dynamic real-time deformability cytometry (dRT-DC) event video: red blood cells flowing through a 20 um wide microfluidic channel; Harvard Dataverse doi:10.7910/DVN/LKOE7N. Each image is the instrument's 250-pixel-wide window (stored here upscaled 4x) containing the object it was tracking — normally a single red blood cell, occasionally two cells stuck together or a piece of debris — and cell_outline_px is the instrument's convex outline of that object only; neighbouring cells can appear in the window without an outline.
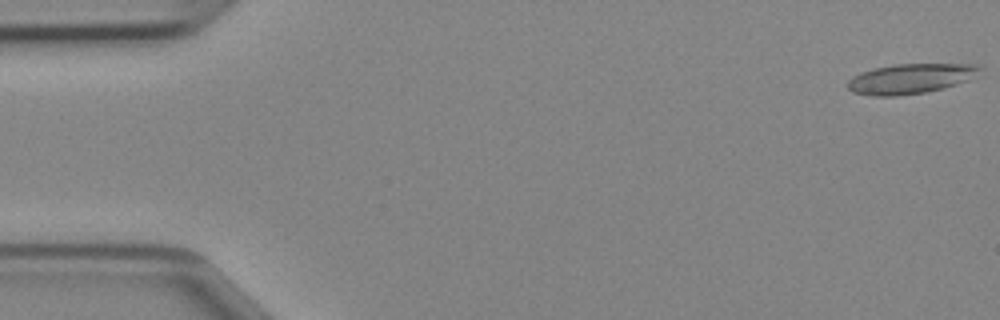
{"species": "Egyptian fruit bat (a non-hibernating species)", "species_latin": "Rousettus aegyptiacus", "temperature_condition": "cold", "stored_images_in_passage": 10, "camera_frame_rate_fps": 3000, "um_per_image_px": 0.085, "animal": {"sex": "female"}, "frame": {"image": 1, "passage_image": 1, "time_ms": 0.0, "image_size_px": [1000, 320], "cell_outline_px": [[984, 68], [968, 80], [940, 88], [924, 92], [896, 96], [872, 96], [852, 92], [848, 88], [848, 80], [852, 76], [860, 72], [872, 68], [896, 64], [976, 64]], "centroid_in_image_um": [77.34, 6.68], "position_along_channel_um": 7.7, "area_um2": 22.95}}